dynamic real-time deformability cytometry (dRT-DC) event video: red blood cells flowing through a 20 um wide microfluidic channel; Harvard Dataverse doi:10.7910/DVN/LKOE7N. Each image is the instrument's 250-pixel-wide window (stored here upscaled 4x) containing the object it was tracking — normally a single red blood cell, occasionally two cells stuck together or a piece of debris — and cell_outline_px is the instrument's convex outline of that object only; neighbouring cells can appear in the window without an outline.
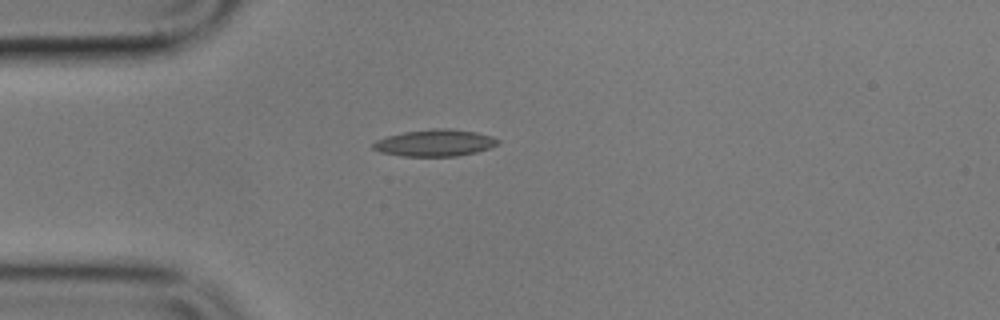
{"species": "common noctule bat (a hibernating species)", "species_latin": "Nyctalus noctula", "temperature_condition": "cold", "stored_images_in_passage": 1, "camera_frame_rate_fps": 3000, "um_per_image_px": 0.085, "animal": {"sex": "male", "body_mass_g": 17.9}, "frame": {"image": 1, "passage_image": 1, "time_ms": 0.0, "image_size_px": [1000, 320], "cell_outline_px": [[500, 144], [476, 152], [456, 156], [400, 156], [380, 152], [372, 148], [372, 144], [376, 140], [388, 136], [404, 132], [432, 128], [452, 128], [476, 132], [492, 136], [500, 140]], "centroid_in_image_um": [36.98, 12.14], "position_along_channel_um": 48.0, "area_um2": 19.59}}